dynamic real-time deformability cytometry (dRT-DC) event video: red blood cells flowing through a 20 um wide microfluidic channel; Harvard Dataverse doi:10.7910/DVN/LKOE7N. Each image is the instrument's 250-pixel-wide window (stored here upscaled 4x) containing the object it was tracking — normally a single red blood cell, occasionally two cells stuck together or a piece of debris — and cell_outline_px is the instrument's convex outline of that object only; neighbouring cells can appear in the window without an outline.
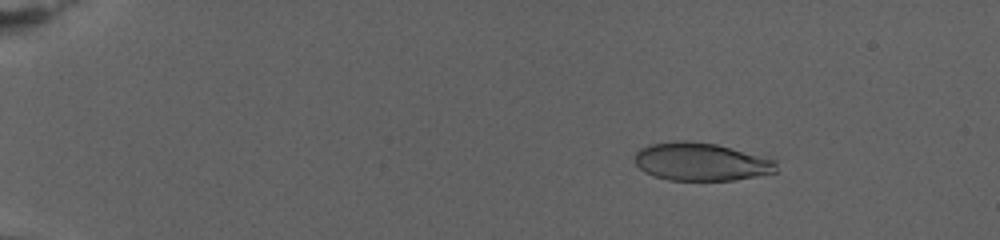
{"species": "human", "species_latin": "Homo sapiens", "temperature_condition": "warm", "stored_images_in_passage": 79, "camera_frame_rate_fps": 3000, "um_per_image_px": 0.085, "donor": {"sex": "female"}, "frame": {"image": 1, "passage_image": 13, "time_ms": 4.0, "image_size_px": [1000, 240], "cell_outline_px": [[776, 172], [736, 180], [668, 180], [644, 172], [636, 164], [636, 152], [640, 148], [648, 144], [676, 140], [688, 140], [716, 144], [776, 160]], "centroid_in_image_um": [59.56, 13.74], "position_along_channel_um": 25.4, "area_um2": 31.27}}
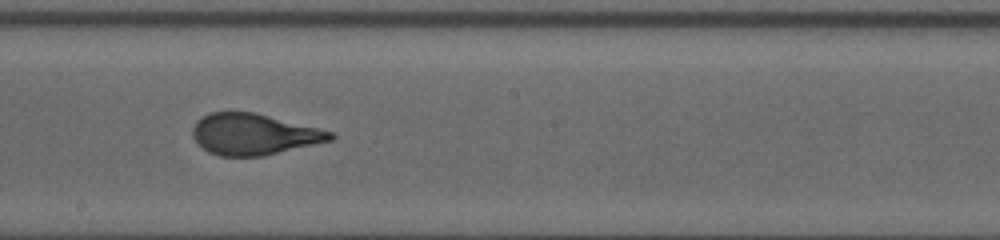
{"frame": {"image": 2, "passage_image": 48, "time_ms": 15.667, "image_size_px": [1000, 240], "cell_outline_px": [[336, 136], [332, 140], [264, 156], [220, 156], [208, 152], [192, 136], [192, 128], [196, 120], [212, 112], [252, 112], [336, 132]], "centroid_in_image_um": [21.59, 11.42], "position_along_channel_um": 226.6, "area_um2": 32.89}}
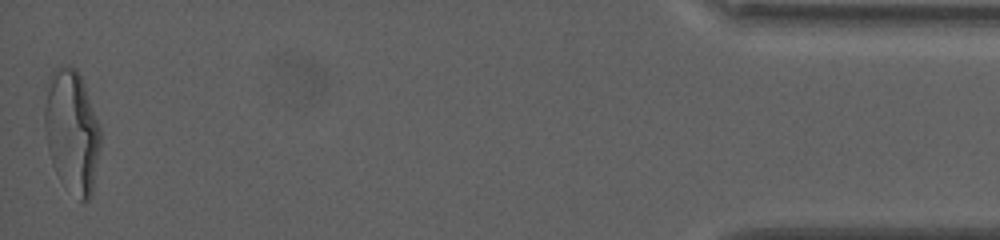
{"frame": {"image": 3, "passage_image": 79, "time_ms": 26.0, "image_size_px": [1000, 240], "cell_outline_px": [[100, 148], [92, 196], [88, 200], [80, 200], [60, 180], [52, 164], [48, 148], [44, 128], [44, 108], [48, 76], [60, 64], [68, 64], [76, 68], [84, 84], [100, 128]], "centroid_in_image_um": [6.1, 11.13], "position_along_channel_um": 429.1, "area_um2": 40.23}, "authors_computed_cell_mechanics": {"area_um2": 33.4662, "velocity_mm_per_s": 2.7126, "shape_relaxation_time_tau1_ms": 10.4835, "shape_relaxation_time_tau2_ms": null, "deformation_change_tau1": 0.3033, "deformation_change_tau2": null}}